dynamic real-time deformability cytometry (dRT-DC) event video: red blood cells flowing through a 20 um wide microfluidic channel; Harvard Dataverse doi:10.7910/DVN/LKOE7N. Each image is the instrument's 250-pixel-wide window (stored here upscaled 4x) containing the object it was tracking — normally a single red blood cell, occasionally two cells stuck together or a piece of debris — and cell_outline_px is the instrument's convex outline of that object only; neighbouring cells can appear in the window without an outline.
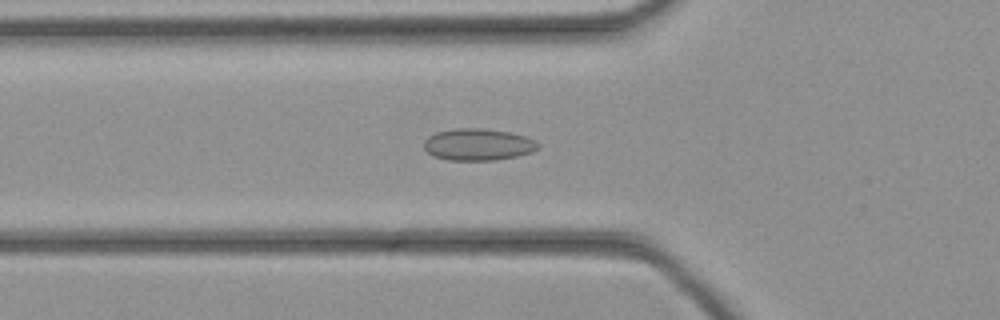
{"species": "common noctule bat (a hibernating species)", "species_latin": "Nyctalus noctula", "temperature_condition": "cold", "stored_images_in_passage": 46, "camera_frame_rate_fps": 3000, "um_per_image_px": 0.085, "animal": {"sex": "female", "body_mass_g": 21.9}, "frame": {"image": 1, "passage_image": 16, "time_ms": 5.0, "image_size_px": [1000, 320], "cell_outline_px": [[540, 148], [532, 152], [516, 156], [496, 160], [448, 160], [432, 156], [424, 148], [424, 140], [428, 136], [436, 132], [456, 128], [484, 128], [508, 132], [524, 136], [536, 140], [540, 144]], "centroid_in_image_um": [40.64, 12.28], "position_along_channel_um": 85.2, "area_um2": 21.33}}
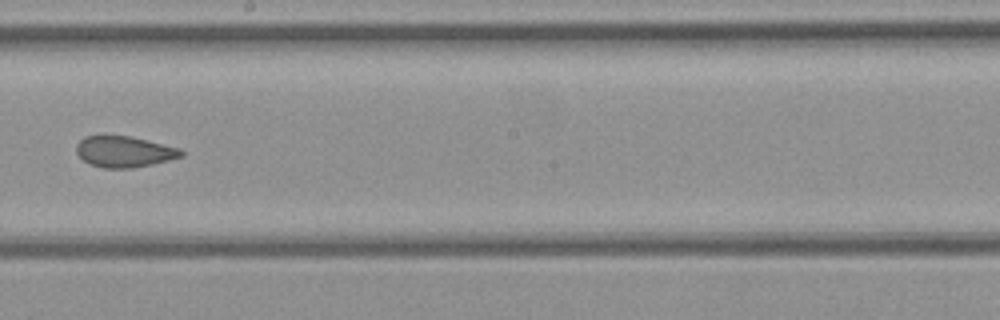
{"frame": {"image": 2, "passage_image": 26, "time_ms": 8.333, "image_size_px": [1000, 320], "cell_outline_px": [[184, 156], [152, 164], [132, 168], [104, 168], [88, 164], [76, 152], [76, 144], [84, 136], [132, 136], [180, 148], [184, 152]], "centroid_in_image_um": [10.57, 12.89], "position_along_channel_um": 237.6, "area_um2": 19.02}}
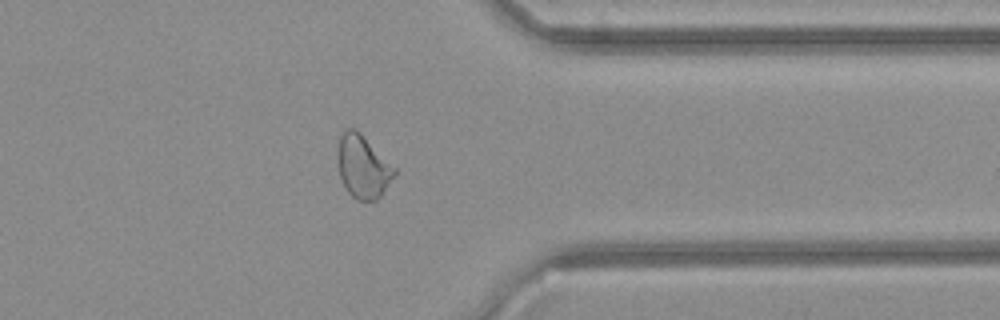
{"frame": {"image": 3, "passage_image": 36, "time_ms": 11.667, "image_size_px": [1000, 320], "cell_outline_px": [[396, 172], [380, 196], [376, 200], [356, 200], [348, 192], [340, 176], [340, 136], [348, 128], [356, 128], [396, 168]], "centroid_in_image_um": [30.88, 14.17], "position_along_channel_um": 380.5, "area_um2": 20.06}}